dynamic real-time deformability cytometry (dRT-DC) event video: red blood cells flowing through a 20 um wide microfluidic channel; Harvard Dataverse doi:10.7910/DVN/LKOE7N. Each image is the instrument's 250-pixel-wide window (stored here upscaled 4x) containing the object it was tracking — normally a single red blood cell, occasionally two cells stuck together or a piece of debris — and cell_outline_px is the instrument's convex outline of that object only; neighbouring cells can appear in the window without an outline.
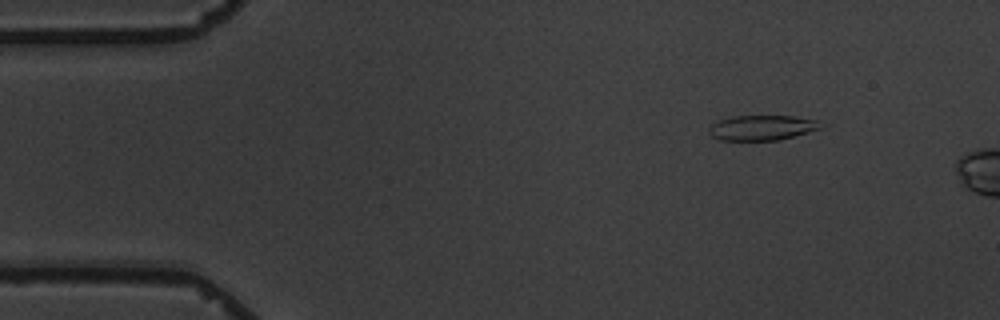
{"species": "common noctule bat (a hibernating species)", "species_latin": "Nyctalus noctula", "temperature_condition": "warm", "stored_images_in_passage": 3, "camera_frame_rate_fps": 3000, "um_per_image_px": 0.085, "animal": {"sex": "male", "body_mass_g": 19.5, "forearm_length_mm": 54.6}, "frame": {"image": 1, "passage_image": 1, "time_ms": 0.0, "image_size_px": [1000, 320], "cell_outline_px": [[828, 124], [824, 128], [776, 140], [720, 140], [712, 136], [708, 132], [708, 128], [712, 124], [720, 120], [732, 116], [792, 116], [816, 120]], "centroid_in_image_um": [64.81, 10.85], "position_along_channel_um": 20.2, "area_um2": 16.36}}